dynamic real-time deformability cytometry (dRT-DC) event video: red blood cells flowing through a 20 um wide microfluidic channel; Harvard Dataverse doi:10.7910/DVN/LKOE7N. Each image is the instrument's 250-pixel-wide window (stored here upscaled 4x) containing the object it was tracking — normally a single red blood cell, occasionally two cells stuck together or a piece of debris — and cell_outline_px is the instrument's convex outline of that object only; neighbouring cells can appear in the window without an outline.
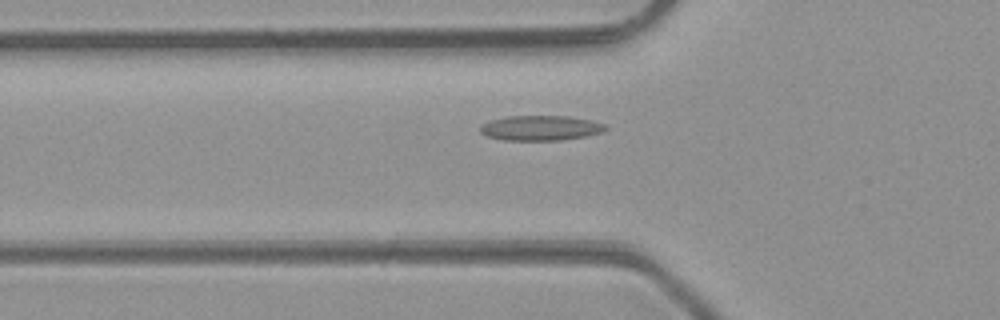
{"species": "common noctule bat (a hibernating species)", "species_latin": "Nyctalus noctula", "temperature_condition": "room temperature", "stored_images_in_passage": 45, "camera_frame_rate_fps": 3000, "um_per_image_px": 0.085, "animal": {"sex": "male", "body_mass_g": 23.1, "forearm_length_mm": 52.7}, "frame": {"image": 1, "passage_image": 13, "time_ms": 4.0, "image_size_px": [1000, 320], "cell_outline_px": [[608, 128], [604, 132], [584, 136], [560, 140], [504, 140], [488, 136], [480, 132], [480, 124], [488, 120], [508, 116], [572, 116], [592, 120], [608, 124]], "centroid_in_image_um": [45.98, 10.86], "position_along_channel_um": 79.8, "area_um2": 18.5}}
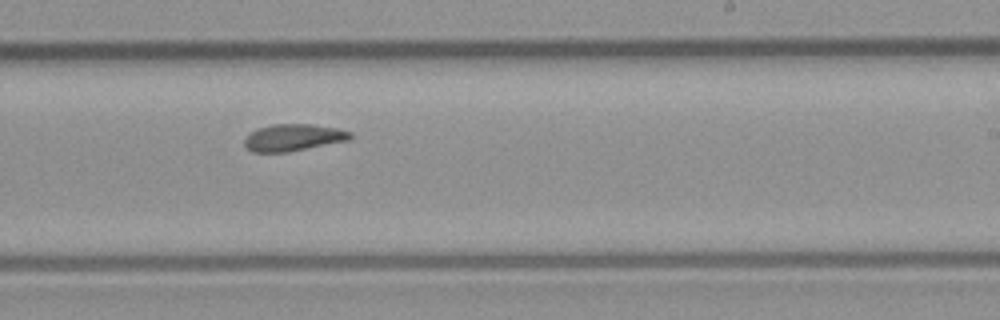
{"frame": {"image": 2, "passage_image": 26, "time_ms": 8.333, "image_size_px": [1000, 320], "cell_outline_px": [[352, 136], [348, 140], [288, 152], [252, 152], [244, 144], [244, 140], [256, 128], [272, 124], [312, 124], [340, 128], [352, 132]], "centroid_in_image_um": [24.95, 11.68], "position_along_channel_um": 264.1, "area_um2": 16.59}}
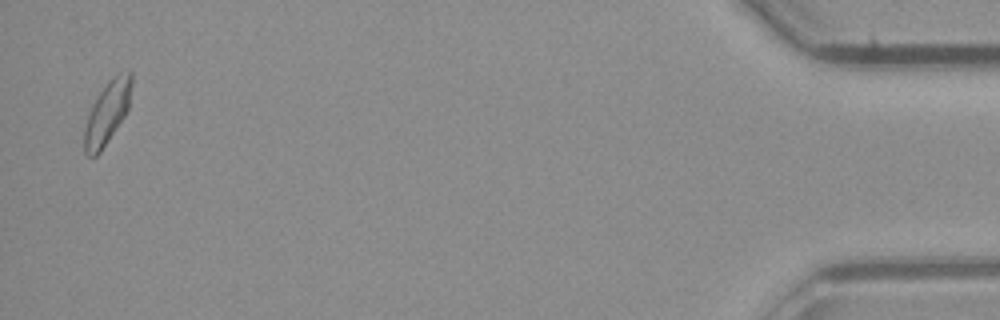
{"frame": {"image": 3, "passage_image": 44, "time_ms": 14.333, "image_size_px": [1000, 320], "cell_outline_px": [[132, 84], [128, 108], [124, 116], [100, 152], [96, 156], [88, 156], [84, 152], [84, 128], [92, 104], [108, 80], [112, 76], [128, 68], [132, 72]], "centroid_in_image_um": [9.13, 9.52], "position_along_channel_um": 426.1, "area_um2": 17.22}, "authors_computed_cell_mechanics": {"area_um2": 16.9354, "velocity_mm_per_s": 4.2318, "shape_relaxation_time_tau1_ms": null, "shape_relaxation_time_tau2_ms": 4.2397, "deformation_change_tau1": null, "deformation_change_tau2": 0.108}}